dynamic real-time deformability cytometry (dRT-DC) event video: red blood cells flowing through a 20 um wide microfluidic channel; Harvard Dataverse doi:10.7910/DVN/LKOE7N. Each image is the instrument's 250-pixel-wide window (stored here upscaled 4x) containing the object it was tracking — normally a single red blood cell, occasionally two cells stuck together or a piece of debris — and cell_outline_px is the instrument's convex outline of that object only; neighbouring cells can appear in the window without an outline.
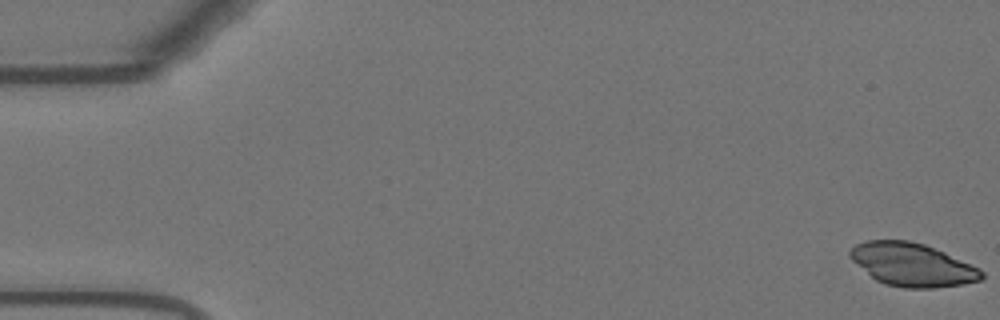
{"species": "Egyptian fruit bat (a non-hibernating species)", "species_latin": "Rousettus aegyptiacus", "temperature_condition": "warm", "stored_images_in_passage": 18, "camera_frame_rate_fps": 3000, "um_per_image_px": 0.085, "animal": {"sex": "female"}, "frame": {"image": 1, "passage_image": 1, "time_ms": 0.0, "image_size_px": [1000, 320], "cell_outline_px": [[984, 276], [980, 280], [964, 284], [932, 288], [904, 288], [884, 284], [876, 280], [852, 260], [848, 256], [848, 252], [856, 244], [864, 240], [908, 240], [924, 244], [944, 252], [980, 268], [984, 272]], "centroid_in_image_um": [77.54, 22.5], "position_along_channel_um": 7.5, "area_um2": 33.06}}